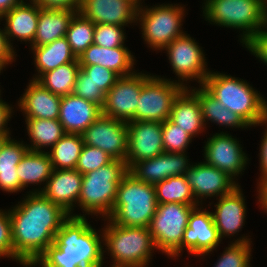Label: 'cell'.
Masks as SVG:
<instances>
[{"label":"cell","mask_w":267,"mask_h":267,"mask_svg":"<svg viewBox=\"0 0 267 267\" xmlns=\"http://www.w3.org/2000/svg\"><path fill=\"white\" fill-rule=\"evenodd\" d=\"M249 237V238H248ZM252 236L246 234L240 235L237 239L233 238L224 248L222 254L217 258L213 267H252L251 257L253 243Z\"/></svg>","instance_id":"8d00e7d4"},{"label":"cell","mask_w":267,"mask_h":267,"mask_svg":"<svg viewBox=\"0 0 267 267\" xmlns=\"http://www.w3.org/2000/svg\"><path fill=\"white\" fill-rule=\"evenodd\" d=\"M82 177L83 174L76 169H53L41 193L70 216L77 217L74 211L81 192Z\"/></svg>","instance_id":"44dd1931"},{"label":"cell","mask_w":267,"mask_h":267,"mask_svg":"<svg viewBox=\"0 0 267 267\" xmlns=\"http://www.w3.org/2000/svg\"><path fill=\"white\" fill-rule=\"evenodd\" d=\"M0 258H9L27 267L15 254L12 241L11 221L8 209H0Z\"/></svg>","instance_id":"7bdbcfd3"},{"label":"cell","mask_w":267,"mask_h":267,"mask_svg":"<svg viewBox=\"0 0 267 267\" xmlns=\"http://www.w3.org/2000/svg\"><path fill=\"white\" fill-rule=\"evenodd\" d=\"M77 11L60 9H40L37 31L31 46L37 47L49 44L66 36L69 23Z\"/></svg>","instance_id":"4dcf8cb0"},{"label":"cell","mask_w":267,"mask_h":267,"mask_svg":"<svg viewBox=\"0 0 267 267\" xmlns=\"http://www.w3.org/2000/svg\"><path fill=\"white\" fill-rule=\"evenodd\" d=\"M3 69L5 68L0 64V75H1V72H3Z\"/></svg>","instance_id":"6f0895ef"},{"label":"cell","mask_w":267,"mask_h":267,"mask_svg":"<svg viewBox=\"0 0 267 267\" xmlns=\"http://www.w3.org/2000/svg\"><path fill=\"white\" fill-rule=\"evenodd\" d=\"M16 170L24 189L38 185L37 188L33 187L28 192H41L52 174L53 166L47 152L28 150Z\"/></svg>","instance_id":"f1b7e54d"},{"label":"cell","mask_w":267,"mask_h":267,"mask_svg":"<svg viewBox=\"0 0 267 267\" xmlns=\"http://www.w3.org/2000/svg\"><path fill=\"white\" fill-rule=\"evenodd\" d=\"M20 3L22 0H0V18Z\"/></svg>","instance_id":"816d5d0a"},{"label":"cell","mask_w":267,"mask_h":267,"mask_svg":"<svg viewBox=\"0 0 267 267\" xmlns=\"http://www.w3.org/2000/svg\"><path fill=\"white\" fill-rule=\"evenodd\" d=\"M12 135H0V150L4 143L11 137Z\"/></svg>","instance_id":"f5cc1de1"},{"label":"cell","mask_w":267,"mask_h":267,"mask_svg":"<svg viewBox=\"0 0 267 267\" xmlns=\"http://www.w3.org/2000/svg\"><path fill=\"white\" fill-rule=\"evenodd\" d=\"M204 143L202 160L227 173L240 185L237 177L244 174L250 161L241 141L228 131H220L211 134Z\"/></svg>","instance_id":"7c38bea8"},{"label":"cell","mask_w":267,"mask_h":267,"mask_svg":"<svg viewBox=\"0 0 267 267\" xmlns=\"http://www.w3.org/2000/svg\"><path fill=\"white\" fill-rule=\"evenodd\" d=\"M95 24L77 12L71 19L66 39L74 55L79 58L93 44Z\"/></svg>","instance_id":"74e56055"},{"label":"cell","mask_w":267,"mask_h":267,"mask_svg":"<svg viewBox=\"0 0 267 267\" xmlns=\"http://www.w3.org/2000/svg\"><path fill=\"white\" fill-rule=\"evenodd\" d=\"M143 4V5H142ZM139 3L136 26L142 32L144 44L156 52H161L168 44L185 34L182 26L186 17V6L177 3L147 5Z\"/></svg>","instance_id":"52a82bcc"},{"label":"cell","mask_w":267,"mask_h":267,"mask_svg":"<svg viewBox=\"0 0 267 267\" xmlns=\"http://www.w3.org/2000/svg\"><path fill=\"white\" fill-rule=\"evenodd\" d=\"M40 0H22V2L38 3Z\"/></svg>","instance_id":"9f6ffc18"},{"label":"cell","mask_w":267,"mask_h":267,"mask_svg":"<svg viewBox=\"0 0 267 267\" xmlns=\"http://www.w3.org/2000/svg\"><path fill=\"white\" fill-rule=\"evenodd\" d=\"M89 79L105 94L113 87L119 76L108 68L99 65L80 66Z\"/></svg>","instance_id":"ee69618b"},{"label":"cell","mask_w":267,"mask_h":267,"mask_svg":"<svg viewBox=\"0 0 267 267\" xmlns=\"http://www.w3.org/2000/svg\"><path fill=\"white\" fill-rule=\"evenodd\" d=\"M8 212L14 254L27 267H31L54 243L56 233L70 216L41 192L28 191Z\"/></svg>","instance_id":"6da1fadb"},{"label":"cell","mask_w":267,"mask_h":267,"mask_svg":"<svg viewBox=\"0 0 267 267\" xmlns=\"http://www.w3.org/2000/svg\"><path fill=\"white\" fill-rule=\"evenodd\" d=\"M202 86L251 128L264 121V95L245 79L210 71Z\"/></svg>","instance_id":"3957f363"},{"label":"cell","mask_w":267,"mask_h":267,"mask_svg":"<svg viewBox=\"0 0 267 267\" xmlns=\"http://www.w3.org/2000/svg\"><path fill=\"white\" fill-rule=\"evenodd\" d=\"M148 73H144L140 101L135 116L130 121L164 122L169 119L173 102L184 87L176 83L175 78Z\"/></svg>","instance_id":"9c48e42d"},{"label":"cell","mask_w":267,"mask_h":267,"mask_svg":"<svg viewBox=\"0 0 267 267\" xmlns=\"http://www.w3.org/2000/svg\"><path fill=\"white\" fill-rule=\"evenodd\" d=\"M129 172L125 161L113 159L97 170L83 174L81 192L77 203V217L96 216L108 218L116 199L118 185Z\"/></svg>","instance_id":"277c9868"},{"label":"cell","mask_w":267,"mask_h":267,"mask_svg":"<svg viewBox=\"0 0 267 267\" xmlns=\"http://www.w3.org/2000/svg\"><path fill=\"white\" fill-rule=\"evenodd\" d=\"M125 27L114 24H95L93 43L105 48L126 47Z\"/></svg>","instance_id":"ab89813d"},{"label":"cell","mask_w":267,"mask_h":267,"mask_svg":"<svg viewBox=\"0 0 267 267\" xmlns=\"http://www.w3.org/2000/svg\"><path fill=\"white\" fill-rule=\"evenodd\" d=\"M193 138L170 119L162 122V140L166 152H186Z\"/></svg>","instance_id":"f35d334b"},{"label":"cell","mask_w":267,"mask_h":267,"mask_svg":"<svg viewBox=\"0 0 267 267\" xmlns=\"http://www.w3.org/2000/svg\"><path fill=\"white\" fill-rule=\"evenodd\" d=\"M82 0H40L37 4L42 9H60L79 12Z\"/></svg>","instance_id":"c3c4849f"},{"label":"cell","mask_w":267,"mask_h":267,"mask_svg":"<svg viewBox=\"0 0 267 267\" xmlns=\"http://www.w3.org/2000/svg\"><path fill=\"white\" fill-rule=\"evenodd\" d=\"M244 48L267 66V35L263 31L256 34Z\"/></svg>","instance_id":"f6af8a7d"},{"label":"cell","mask_w":267,"mask_h":267,"mask_svg":"<svg viewBox=\"0 0 267 267\" xmlns=\"http://www.w3.org/2000/svg\"><path fill=\"white\" fill-rule=\"evenodd\" d=\"M80 66L99 65L119 77L133 74L137 65L135 56L127 47L105 48L91 44L78 58Z\"/></svg>","instance_id":"d4e9b609"},{"label":"cell","mask_w":267,"mask_h":267,"mask_svg":"<svg viewBox=\"0 0 267 267\" xmlns=\"http://www.w3.org/2000/svg\"><path fill=\"white\" fill-rule=\"evenodd\" d=\"M264 119L267 121V100L266 99L264 103Z\"/></svg>","instance_id":"11a10c76"},{"label":"cell","mask_w":267,"mask_h":267,"mask_svg":"<svg viewBox=\"0 0 267 267\" xmlns=\"http://www.w3.org/2000/svg\"><path fill=\"white\" fill-rule=\"evenodd\" d=\"M196 206L199 205L173 202L157 204L148 228L157 251L166 255L168 259L177 260L183 256V234L188 225L189 216Z\"/></svg>","instance_id":"ba28073f"},{"label":"cell","mask_w":267,"mask_h":267,"mask_svg":"<svg viewBox=\"0 0 267 267\" xmlns=\"http://www.w3.org/2000/svg\"><path fill=\"white\" fill-rule=\"evenodd\" d=\"M143 85L144 70H136L133 74L119 77L105 95L102 115L125 122L130 121L135 116Z\"/></svg>","instance_id":"5bb4252c"},{"label":"cell","mask_w":267,"mask_h":267,"mask_svg":"<svg viewBox=\"0 0 267 267\" xmlns=\"http://www.w3.org/2000/svg\"><path fill=\"white\" fill-rule=\"evenodd\" d=\"M78 253L81 267L105 266L102 230L95 229L91 224L78 237Z\"/></svg>","instance_id":"d590c367"},{"label":"cell","mask_w":267,"mask_h":267,"mask_svg":"<svg viewBox=\"0 0 267 267\" xmlns=\"http://www.w3.org/2000/svg\"><path fill=\"white\" fill-rule=\"evenodd\" d=\"M15 108L25 118L58 119L62 96L53 94L36 80L30 79Z\"/></svg>","instance_id":"603a6c76"},{"label":"cell","mask_w":267,"mask_h":267,"mask_svg":"<svg viewBox=\"0 0 267 267\" xmlns=\"http://www.w3.org/2000/svg\"><path fill=\"white\" fill-rule=\"evenodd\" d=\"M73 94L91 101L101 108L104 105L105 93L89 79V76L80 68L73 88Z\"/></svg>","instance_id":"b9f144b4"},{"label":"cell","mask_w":267,"mask_h":267,"mask_svg":"<svg viewBox=\"0 0 267 267\" xmlns=\"http://www.w3.org/2000/svg\"><path fill=\"white\" fill-rule=\"evenodd\" d=\"M193 87V88H192ZM189 89L197 96L205 127L207 124L214 123L219 127H225L234 130L251 128L235 112L226 108L221 102L214 98L202 85L198 87L190 86Z\"/></svg>","instance_id":"83f0119b"},{"label":"cell","mask_w":267,"mask_h":267,"mask_svg":"<svg viewBox=\"0 0 267 267\" xmlns=\"http://www.w3.org/2000/svg\"><path fill=\"white\" fill-rule=\"evenodd\" d=\"M258 126H265L263 127V136L261 137V143L259 144V170L260 174L259 177L256 179L258 182L264 181L267 179V121L264 120L260 122L256 127Z\"/></svg>","instance_id":"bcb514c9"},{"label":"cell","mask_w":267,"mask_h":267,"mask_svg":"<svg viewBox=\"0 0 267 267\" xmlns=\"http://www.w3.org/2000/svg\"><path fill=\"white\" fill-rule=\"evenodd\" d=\"M156 207L154 185L142 182L128 172L118 185L108 219L119 226L149 227Z\"/></svg>","instance_id":"8992f818"},{"label":"cell","mask_w":267,"mask_h":267,"mask_svg":"<svg viewBox=\"0 0 267 267\" xmlns=\"http://www.w3.org/2000/svg\"><path fill=\"white\" fill-rule=\"evenodd\" d=\"M29 51L33 54V64L37 72L31 77L33 80H37L43 73L78 59L72 52L66 37L43 46L29 47Z\"/></svg>","instance_id":"f546056e"},{"label":"cell","mask_w":267,"mask_h":267,"mask_svg":"<svg viewBox=\"0 0 267 267\" xmlns=\"http://www.w3.org/2000/svg\"><path fill=\"white\" fill-rule=\"evenodd\" d=\"M0 84H1V83H0ZM0 86H1V85H0ZM0 88H1V87H0ZM1 92H2V90L0 89V101L3 99V98H1V97H2V95H1L2 93H1Z\"/></svg>","instance_id":"680465c9"},{"label":"cell","mask_w":267,"mask_h":267,"mask_svg":"<svg viewBox=\"0 0 267 267\" xmlns=\"http://www.w3.org/2000/svg\"><path fill=\"white\" fill-rule=\"evenodd\" d=\"M14 115V107L3 99L0 101V135H12L8 127L10 119Z\"/></svg>","instance_id":"681fc988"},{"label":"cell","mask_w":267,"mask_h":267,"mask_svg":"<svg viewBox=\"0 0 267 267\" xmlns=\"http://www.w3.org/2000/svg\"><path fill=\"white\" fill-rule=\"evenodd\" d=\"M202 17L209 24L239 31L244 47L263 29L265 0H203Z\"/></svg>","instance_id":"5b68a950"},{"label":"cell","mask_w":267,"mask_h":267,"mask_svg":"<svg viewBox=\"0 0 267 267\" xmlns=\"http://www.w3.org/2000/svg\"><path fill=\"white\" fill-rule=\"evenodd\" d=\"M1 22V19H0ZM1 27V26H0ZM17 53L7 42L4 28H0V64L6 68L17 60Z\"/></svg>","instance_id":"7dc6e473"},{"label":"cell","mask_w":267,"mask_h":267,"mask_svg":"<svg viewBox=\"0 0 267 267\" xmlns=\"http://www.w3.org/2000/svg\"><path fill=\"white\" fill-rule=\"evenodd\" d=\"M138 0H82L79 13L94 24L136 25Z\"/></svg>","instance_id":"d6986e66"},{"label":"cell","mask_w":267,"mask_h":267,"mask_svg":"<svg viewBox=\"0 0 267 267\" xmlns=\"http://www.w3.org/2000/svg\"><path fill=\"white\" fill-rule=\"evenodd\" d=\"M88 217L69 216L55 235V241L31 267H81L78 237L91 225Z\"/></svg>","instance_id":"8fae6325"},{"label":"cell","mask_w":267,"mask_h":267,"mask_svg":"<svg viewBox=\"0 0 267 267\" xmlns=\"http://www.w3.org/2000/svg\"><path fill=\"white\" fill-rule=\"evenodd\" d=\"M84 145L81 134L65 133L48 151L53 169H75Z\"/></svg>","instance_id":"d6a6232c"},{"label":"cell","mask_w":267,"mask_h":267,"mask_svg":"<svg viewBox=\"0 0 267 267\" xmlns=\"http://www.w3.org/2000/svg\"><path fill=\"white\" fill-rule=\"evenodd\" d=\"M243 195L239 185L232 192L217 198L212 206L215 212L211 210V214L221 240L225 237L231 240L244 228L248 208Z\"/></svg>","instance_id":"ffe728a7"},{"label":"cell","mask_w":267,"mask_h":267,"mask_svg":"<svg viewBox=\"0 0 267 267\" xmlns=\"http://www.w3.org/2000/svg\"><path fill=\"white\" fill-rule=\"evenodd\" d=\"M25 124L30 140L25 144L32 151L47 152L66 133L58 119L25 118Z\"/></svg>","instance_id":"1f68e13d"},{"label":"cell","mask_w":267,"mask_h":267,"mask_svg":"<svg viewBox=\"0 0 267 267\" xmlns=\"http://www.w3.org/2000/svg\"><path fill=\"white\" fill-rule=\"evenodd\" d=\"M265 2H266V10L264 14H267V0H265Z\"/></svg>","instance_id":"91938a15"},{"label":"cell","mask_w":267,"mask_h":267,"mask_svg":"<svg viewBox=\"0 0 267 267\" xmlns=\"http://www.w3.org/2000/svg\"><path fill=\"white\" fill-rule=\"evenodd\" d=\"M162 52L166 53L171 70L177 76L175 82L184 88H189L191 81L202 85L210 74L203 47L187 32L168 44Z\"/></svg>","instance_id":"30bf717a"},{"label":"cell","mask_w":267,"mask_h":267,"mask_svg":"<svg viewBox=\"0 0 267 267\" xmlns=\"http://www.w3.org/2000/svg\"><path fill=\"white\" fill-rule=\"evenodd\" d=\"M81 135L84 145L100 148L113 159L125 161L128 151L127 122L101 115Z\"/></svg>","instance_id":"9a60e30c"},{"label":"cell","mask_w":267,"mask_h":267,"mask_svg":"<svg viewBox=\"0 0 267 267\" xmlns=\"http://www.w3.org/2000/svg\"><path fill=\"white\" fill-rule=\"evenodd\" d=\"M262 31L267 35V14H264V22Z\"/></svg>","instance_id":"db71d44e"},{"label":"cell","mask_w":267,"mask_h":267,"mask_svg":"<svg viewBox=\"0 0 267 267\" xmlns=\"http://www.w3.org/2000/svg\"><path fill=\"white\" fill-rule=\"evenodd\" d=\"M213 203L209 201V205L204 206L205 208L199 205L192 210L183 234L182 254L186 250L189 255L205 259L222 243L223 240L219 237L211 211L206 210V207L210 208Z\"/></svg>","instance_id":"4fadbf2b"},{"label":"cell","mask_w":267,"mask_h":267,"mask_svg":"<svg viewBox=\"0 0 267 267\" xmlns=\"http://www.w3.org/2000/svg\"><path fill=\"white\" fill-rule=\"evenodd\" d=\"M128 151L125 159L128 169L136 162L150 159L164 152L162 122L128 121Z\"/></svg>","instance_id":"e0dca14e"},{"label":"cell","mask_w":267,"mask_h":267,"mask_svg":"<svg viewBox=\"0 0 267 267\" xmlns=\"http://www.w3.org/2000/svg\"><path fill=\"white\" fill-rule=\"evenodd\" d=\"M79 70V60L76 59L74 62L43 73L36 81L53 94L65 96L73 93Z\"/></svg>","instance_id":"836d02e7"},{"label":"cell","mask_w":267,"mask_h":267,"mask_svg":"<svg viewBox=\"0 0 267 267\" xmlns=\"http://www.w3.org/2000/svg\"><path fill=\"white\" fill-rule=\"evenodd\" d=\"M169 119L192 138L206 134L198 98L189 88H184L174 100Z\"/></svg>","instance_id":"484cf974"},{"label":"cell","mask_w":267,"mask_h":267,"mask_svg":"<svg viewBox=\"0 0 267 267\" xmlns=\"http://www.w3.org/2000/svg\"><path fill=\"white\" fill-rule=\"evenodd\" d=\"M28 151L24 140L10 137L0 150V190L5 193H19L25 190L17 175V166Z\"/></svg>","instance_id":"4316f807"},{"label":"cell","mask_w":267,"mask_h":267,"mask_svg":"<svg viewBox=\"0 0 267 267\" xmlns=\"http://www.w3.org/2000/svg\"><path fill=\"white\" fill-rule=\"evenodd\" d=\"M157 204L182 203L199 205L185 175L169 177L154 185Z\"/></svg>","instance_id":"e575fe53"},{"label":"cell","mask_w":267,"mask_h":267,"mask_svg":"<svg viewBox=\"0 0 267 267\" xmlns=\"http://www.w3.org/2000/svg\"><path fill=\"white\" fill-rule=\"evenodd\" d=\"M102 115V108L75 94L62 96L58 120L66 133L82 134Z\"/></svg>","instance_id":"cb8c5ba5"},{"label":"cell","mask_w":267,"mask_h":267,"mask_svg":"<svg viewBox=\"0 0 267 267\" xmlns=\"http://www.w3.org/2000/svg\"><path fill=\"white\" fill-rule=\"evenodd\" d=\"M185 176L199 205H204L207 198L217 199L239 186L227 173L208 165L204 160L193 162Z\"/></svg>","instance_id":"2e32d148"},{"label":"cell","mask_w":267,"mask_h":267,"mask_svg":"<svg viewBox=\"0 0 267 267\" xmlns=\"http://www.w3.org/2000/svg\"><path fill=\"white\" fill-rule=\"evenodd\" d=\"M112 160L113 158L100 148L83 145L75 169L81 174H86L97 170L99 167L107 165Z\"/></svg>","instance_id":"60d3db41"},{"label":"cell","mask_w":267,"mask_h":267,"mask_svg":"<svg viewBox=\"0 0 267 267\" xmlns=\"http://www.w3.org/2000/svg\"><path fill=\"white\" fill-rule=\"evenodd\" d=\"M101 220L105 224L101 228L104 260L109 258L107 254L112 260L109 267H149L157 249L148 227H125L108 218Z\"/></svg>","instance_id":"7a4b0ae2"},{"label":"cell","mask_w":267,"mask_h":267,"mask_svg":"<svg viewBox=\"0 0 267 267\" xmlns=\"http://www.w3.org/2000/svg\"><path fill=\"white\" fill-rule=\"evenodd\" d=\"M187 153L164 151L153 158L136 162L129 172L142 182L156 185L169 177L185 175L192 164Z\"/></svg>","instance_id":"ac0fdd59"},{"label":"cell","mask_w":267,"mask_h":267,"mask_svg":"<svg viewBox=\"0 0 267 267\" xmlns=\"http://www.w3.org/2000/svg\"><path fill=\"white\" fill-rule=\"evenodd\" d=\"M40 9L37 3L22 2L0 18L5 23L2 25L7 42L15 52L14 40L32 45L37 31Z\"/></svg>","instance_id":"7402d4cb"},{"label":"cell","mask_w":267,"mask_h":267,"mask_svg":"<svg viewBox=\"0 0 267 267\" xmlns=\"http://www.w3.org/2000/svg\"><path fill=\"white\" fill-rule=\"evenodd\" d=\"M256 196H257V206H260V210H264L267 213V179L256 184Z\"/></svg>","instance_id":"f907efd6"}]
</instances>
